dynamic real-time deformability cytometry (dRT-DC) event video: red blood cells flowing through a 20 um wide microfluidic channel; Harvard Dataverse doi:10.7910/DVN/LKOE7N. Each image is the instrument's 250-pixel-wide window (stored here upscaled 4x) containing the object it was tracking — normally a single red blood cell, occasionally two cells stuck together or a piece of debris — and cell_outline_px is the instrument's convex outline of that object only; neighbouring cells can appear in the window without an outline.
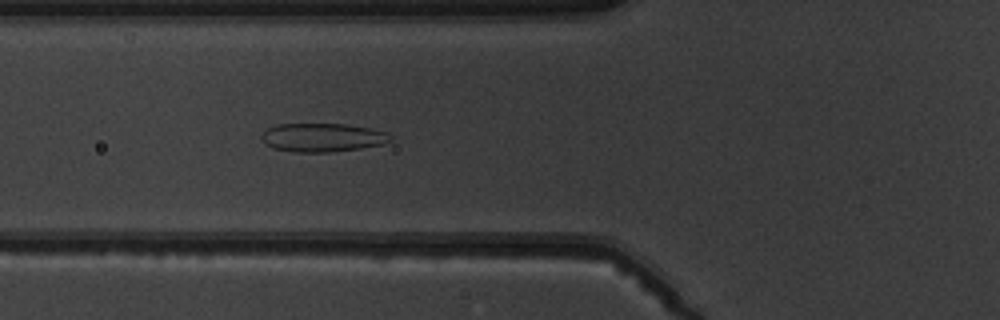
{"species": "common noctule bat (a hibernating species)", "species_latin": "Nyctalus noctula", "temperature_condition": "warm", "stored_images_in_passage": 7, "camera_frame_rate_fps": 3000, "um_per_image_px": 0.085, "animal": {"sex": "male", "body_mass_g": 19.5, "forearm_length_mm": 54.6}, "frame": {"image": 1, "passage_image": 7, "time_ms": 6.667, "image_size_px": [1000, 320], "cell_outline_px": [[392, 140], [384, 144], [360, 148], [328, 152], [292, 152], [272, 148], [264, 144], [260, 140], [260, 136], [268, 128], [276, 124], [344, 124], [372, 128], [388, 132], [392, 136]], "centroid_in_image_um": [27.4, 11.69], "position_along_channel_um": 98.4, "area_um2": 21.73}}